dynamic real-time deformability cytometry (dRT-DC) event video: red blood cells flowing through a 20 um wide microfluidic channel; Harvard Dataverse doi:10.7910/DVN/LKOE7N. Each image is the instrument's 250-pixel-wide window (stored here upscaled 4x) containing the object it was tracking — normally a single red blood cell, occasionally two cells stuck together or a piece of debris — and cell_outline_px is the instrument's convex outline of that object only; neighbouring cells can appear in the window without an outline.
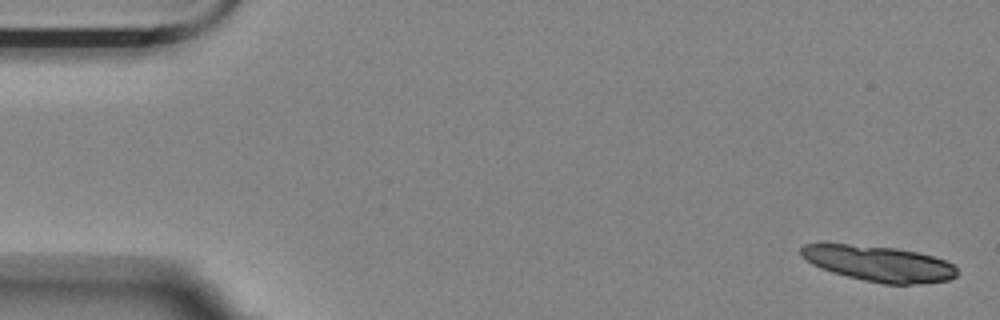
{"species": "Egyptian fruit bat (a non-hibernating species)", "species_latin": "Rousettus aegyptiacus", "temperature_condition": "room temperature", "stored_images_in_passage": 4, "camera_frame_rate_fps": 3000, "um_per_image_px": 0.085, "animal": {"sex": "female"}, "frame": {"image": 1, "passage_image": 1, "time_ms": 0.0, "image_size_px": [1000, 320], "cell_outline_px": [[956, 276], [948, 280], [912, 284], [884, 284], [864, 280], [832, 272], [820, 268], [812, 264], [800, 256], [800, 248], [804, 244], [848, 244], [896, 248], [916, 252], [932, 256], [944, 260], [952, 264], [956, 268]], "centroid_in_image_um": [74.67, 22.4], "position_along_channel_um": 10.3, "area_um2": 32.08}}